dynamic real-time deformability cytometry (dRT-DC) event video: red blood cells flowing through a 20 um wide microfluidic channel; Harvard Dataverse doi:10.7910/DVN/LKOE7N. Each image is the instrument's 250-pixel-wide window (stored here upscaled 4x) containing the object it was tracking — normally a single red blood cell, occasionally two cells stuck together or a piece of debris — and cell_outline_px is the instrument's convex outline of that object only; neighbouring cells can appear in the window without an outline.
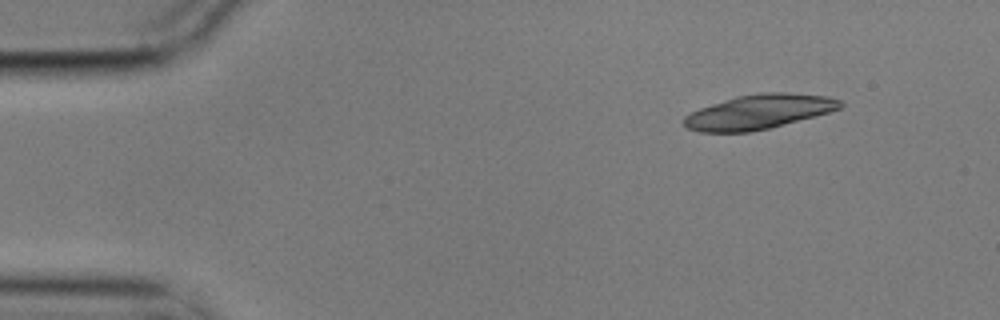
{"species": "common noctule bat (a hibernating species)", "species_latin": "Nyctalus noctula", "temperature_condition": "cold", "stored_images_in_passage": 6, "camera_frame_rate_fps": 3000, "um_per_image_px": 0.085, "animal": {"sex": "male", "body_mass_g": 17.9}, "frame": {"image": 1, "passage_image": 1, "time_ms": 0.0, "image_size_px": [1000, 320], "cell_outline_px": [[844, 104], [840, 108], [828, 112], [768, 128], [748, 132], [700, 132], [688, 128], [684, 124], [684, 116], [700, 108], [736, 96], [764, 92], [784, 92], [828, 96], [840, 100]], "centroid_in_image_um": [64.49, 9.49], "position_along_channel_um": 20.5, "area_um2": 30.98}}